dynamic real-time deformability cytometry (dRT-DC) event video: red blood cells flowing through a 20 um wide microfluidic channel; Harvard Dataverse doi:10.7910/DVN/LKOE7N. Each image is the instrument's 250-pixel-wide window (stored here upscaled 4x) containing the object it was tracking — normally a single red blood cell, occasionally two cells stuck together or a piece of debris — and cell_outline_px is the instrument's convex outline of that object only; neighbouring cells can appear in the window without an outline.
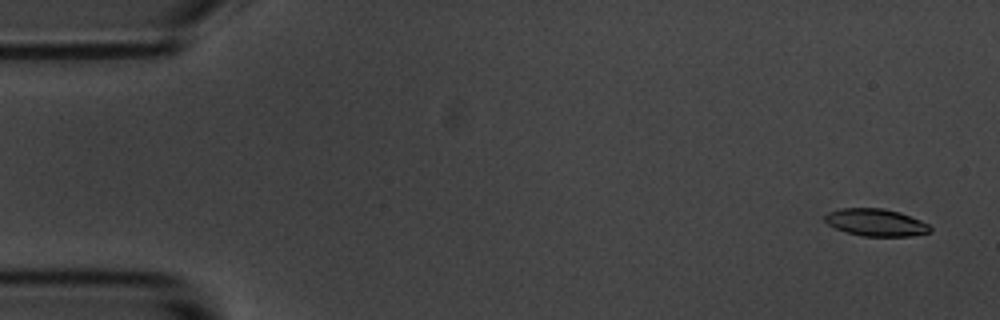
{"species": "common noctule bat (a hibernating species)", "species_latin": "Nyctalus noctula", "temperature_condition": "room temperature", "stored_images_in_passage": 6, "camera_frame_rate_fps": 3000, "um_per_image_px": 0.085, "animal": {"sex": "male", "body_mass_g": 20.1, "forearm_length_mm": 53.5}, "frame": {"image": 1, "passage_image": 1, "time_ms": 0.0, "image_size_px": [1000, 320], "cell_outline_px": [[932, 228], [928, 232], [912, 236], [864, 236], [848, 232], [836, 228], [828, 224], [824, 220], [824, 216], [828, 212], [840, 208], [884, 208], [900, 212], [920, 220], [928, 224]], "centroid_in_image_um": [74.44, 18.9], "position_along_channel_um": 10.6, "area_um2": 16.65}}
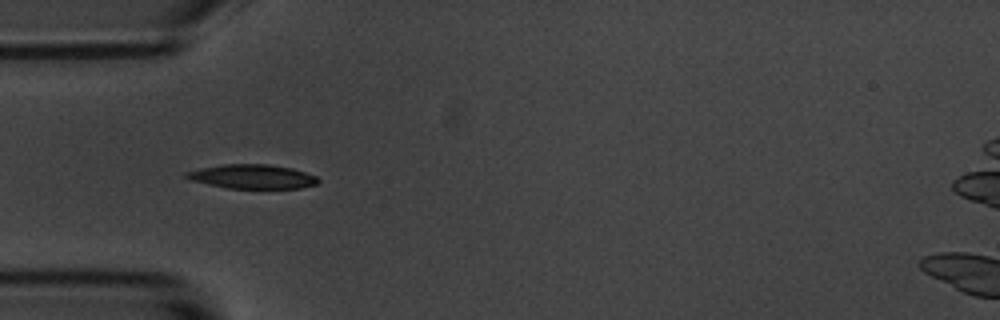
{"frame": {"image": 2, "passage_image": 5, "time_ms": 5.0, "image_size_px": [1000, 320], "cell_outline_px": [[320, 180], [316, 184], [300, 188], [228, 188], [188, 180], [184, 176], [184, 172], [200, 168], [220, 164], [268, 164], [292, 168], [316, 176]], "centroid_in_image_um": [21.4, 15.0], "position_along_channel_um": 63.6, "area_um2": 18.61}}